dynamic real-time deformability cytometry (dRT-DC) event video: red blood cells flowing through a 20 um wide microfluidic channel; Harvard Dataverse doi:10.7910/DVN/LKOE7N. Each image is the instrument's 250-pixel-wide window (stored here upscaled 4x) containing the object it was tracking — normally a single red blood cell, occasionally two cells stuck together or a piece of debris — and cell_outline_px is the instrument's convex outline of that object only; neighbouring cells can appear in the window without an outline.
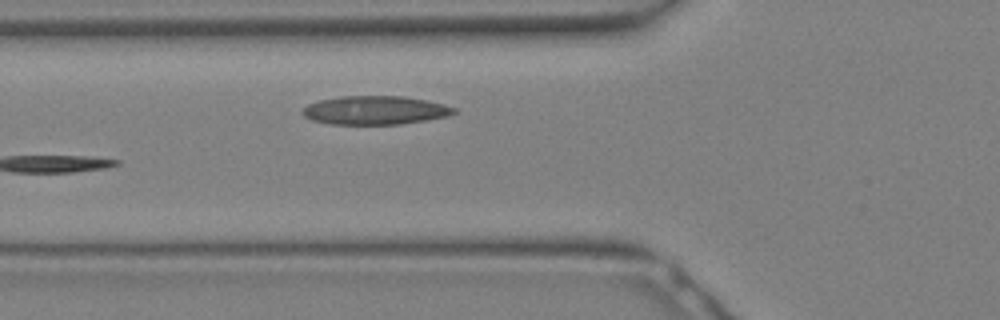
{"species": "Egyptian fruit bat (a non-hibernating species)", "species_latin": "Rousettus aegyptiacus", "temperature_condition": "warm", "stored_images_in_passage": 12, "segment_of_instrument_passage": [2, 2], "camera_frame_rate_fps": 3000, "um_per_image_px": 0.085, "animal": {"sex": "female"}, "frame": {"image": 1, "passage_image": 12, "time_ms": 3.667, "image_size_px": [1000, 320], "cell_outline_px": [[456, 112], [448, 116], [400, 124], [332, 124], [312, 120], [304, 116], [300, 112], [308, 104], [320, 100], [340, 96], [404, 96], [428, 100], [444, 104], [456, 108]], "centroid_in_image_um": [31.89, 9.36], "position_along_channel_um": 93.9, "area_um2": 25.26}}